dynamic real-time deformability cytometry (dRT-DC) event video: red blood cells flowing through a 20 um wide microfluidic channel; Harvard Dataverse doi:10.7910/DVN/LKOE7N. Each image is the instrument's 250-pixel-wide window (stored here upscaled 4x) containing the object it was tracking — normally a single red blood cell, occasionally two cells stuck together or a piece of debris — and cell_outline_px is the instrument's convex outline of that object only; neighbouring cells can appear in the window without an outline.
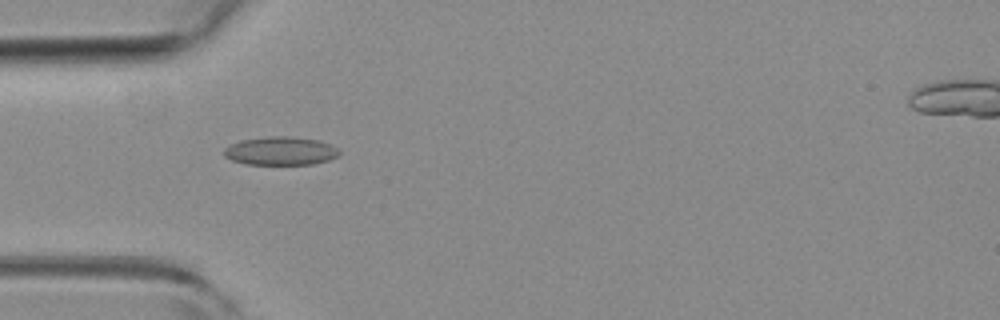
{"species": "common noctule bat (a hibernating species)", "species_latin": "Nyctalus noctula", "temperature_condition": "room temperature", "stored_images_in_passage": 5, "camera_frame_rate_fps": 3000, "um_per_image_px": 0.085, "animal": {"sex": "female", "body_mass_g": 19.3, "forearm_length_mm": 54.1}, "frame": {"image": 1, "passage_image": 4, "time_ms": 1.0, "image_size_px": [1000, 320], "cell_outline_px": [[340, 156], [328, 160], [312, 164], [244, 164], [232, 160], [224, 156], [224, 148], [240, 140], [268, 136], [292, 136], [320, 140], [332, 144], [340, 152]], "centroid_in_image_um": [23.87, 12.82], "position_along_channel_um": 61.1, "area_um2": 19.25}}
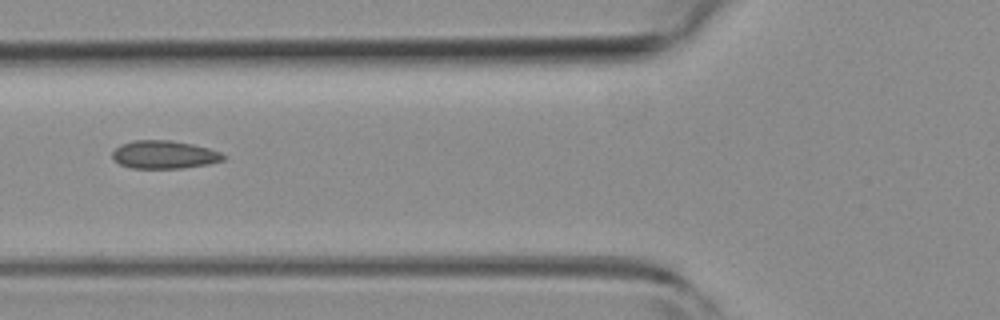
{"frame": {"image": 2, "passage_image": 5, "time_ms": 1.333, "image_size_px": [1000, 320], "cell_outline_px": [[228, 156], [224, 160], [208, 164], [184, 168], [132, 168], [120, 164], [112, 156], [112, 152], [120, 144], [132, 140], [172, 140], [192, 144], [208, 148], [220, 152]], "centroid_in_image_um": [13.98, 13.14], "position_along_channel_um": 111.8, "area_um2": 18.21}}